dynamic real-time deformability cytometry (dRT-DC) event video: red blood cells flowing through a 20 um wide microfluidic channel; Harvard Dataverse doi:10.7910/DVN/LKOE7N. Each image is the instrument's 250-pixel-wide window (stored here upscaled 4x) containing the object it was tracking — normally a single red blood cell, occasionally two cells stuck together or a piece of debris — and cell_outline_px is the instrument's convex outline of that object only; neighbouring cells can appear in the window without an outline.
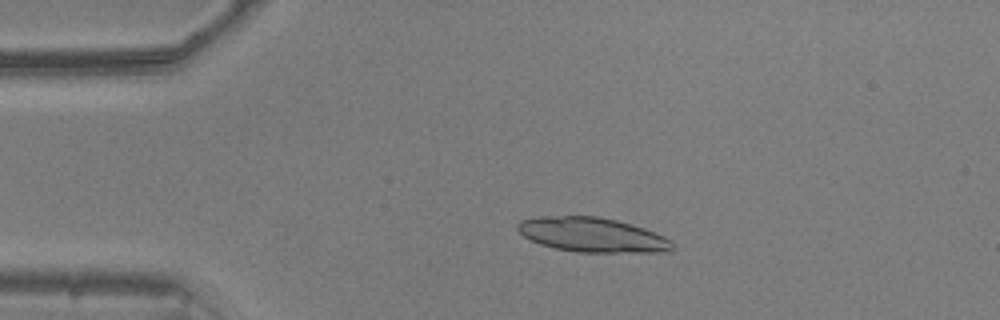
{"species": "common noctule bat (a hibernating species)", "species_latin": "Nyctalus noctula", "temperature_condition": "warm", "stored_images_in_passage": 52, "camera_frame_rate_fps": 3000, "um_per_image_px": 0.085, "animal": {"sex": "male", "body_mass_g": 20.5, "forearm_length_mm": 52.5}, "frame": {"image": 1, "passage_image": 11, "time_ms": 3.333, "image_size_px": [1000, 320], "cell_outline_px": [[672, 248], [668, 252], [576, 252], [556, 248], [540, 244], [524, 236], [516, 228], [516, 224], [520, 220], [536, 216], [596, 216], [616, 220], [644, 228], [664, 236], [672, 240]], "centroid_in_image_um": [50.32, 19.95], "position_along_channel_um": 34.7, "area_um2": 31.1}}